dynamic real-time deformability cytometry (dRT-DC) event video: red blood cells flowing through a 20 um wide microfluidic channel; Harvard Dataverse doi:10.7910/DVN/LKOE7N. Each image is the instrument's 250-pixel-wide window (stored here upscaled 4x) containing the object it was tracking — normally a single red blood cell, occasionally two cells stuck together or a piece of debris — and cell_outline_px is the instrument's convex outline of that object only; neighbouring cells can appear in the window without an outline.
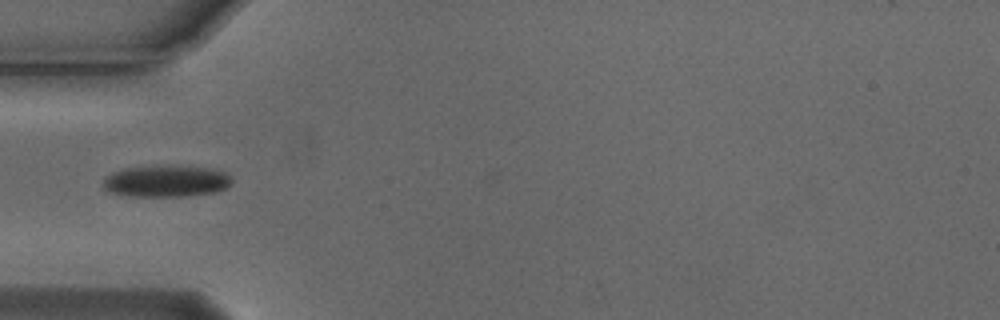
{"species": "Egyptian fruit bat (a non-hibernating species)", "species_latin": "Rousettus aegyptiacus", "temperature_condition": "cold", "stored_images_in_passage": 3, "camera_frame_rate_fps": 3000, "um_per_image_px": 0.085, "animal": {"sex": "male"}, "frame": {"image": 1, "passage_image": 1, "time_ms": 0.0, "image_size_px": [1000, 320], "cell_outline_px": [[232, 180], [224, 188], [216, 192], [184, 196], [132, 196], [108, 192], [104, 188], [104, 176], [112, 172], [124, 168], [212, 168], [224, 172]], "centroid_in_image_um": [14.07, 15.44], "position_along_channel_um": 70.9, "area_um2": 22.72}}
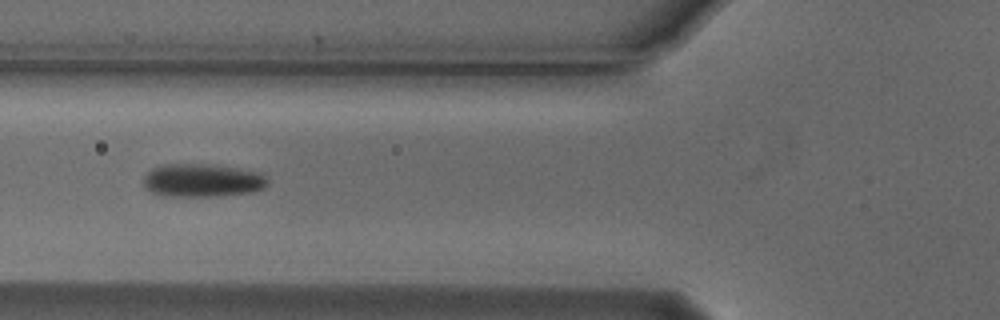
{"frame": {"image": 2, "passage_image": 2, "time_ms": 0.333, "image_size_px": [1000, 320], "cell_outline_px": [[268, 184], [264, 188], [252, 192], [220, 196], [164, 196], [152, 192], [144, 184], [144, 176], [152, 168], [164, 164], [200, 164], [236, 168], [260, 172], [268, 180]], "centroid_in_image_um": [17.21, 15.34], "position_along_channel_um": 108.6, "area_um2": 23.87}}